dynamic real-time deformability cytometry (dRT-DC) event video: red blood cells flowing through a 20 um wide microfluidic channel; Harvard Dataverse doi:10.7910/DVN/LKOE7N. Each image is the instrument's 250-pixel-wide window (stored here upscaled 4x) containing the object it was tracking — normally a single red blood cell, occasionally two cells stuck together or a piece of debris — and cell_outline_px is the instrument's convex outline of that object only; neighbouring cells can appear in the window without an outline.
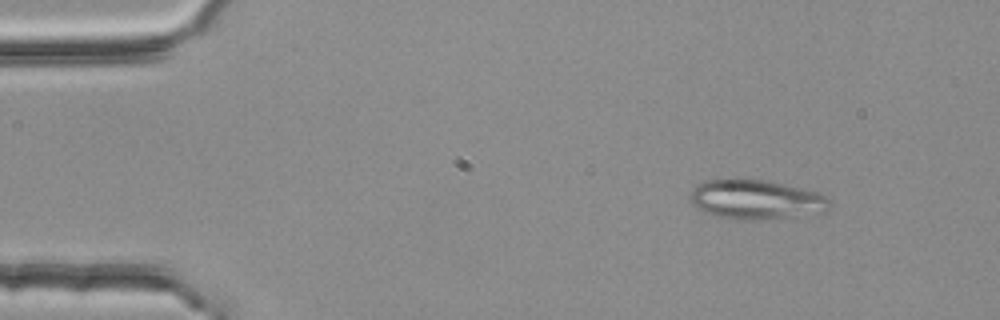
{"species": "common noctule bat (a hibernating species)", "species_latin": "Nyctalus noctula", "temperature_condition": "room temperature", "stored_images_in_passage": 22, "camera_frame_rate_fps": 3000, "um_per_image_px": 0.085, "animal": {"sex": "female", "body_mass_g": 25.1}, "frame": {"image": 1, "passage_image": 7, "time_ms": 2.0, "image_size_px": [1000, 320], "cell_outline_px": [[832, 204], [828, 212], [768, 220], [728, 220], [704, 212], [692, 204], [688, 196], [704, 180], [732, 176], [740, 176], [768, 180], [816, 192], [832, 200]], "centroid_in_image_um": [64.26, 16.95], "position_along_channel_um": 20.7, "area_um2": 33.41}}